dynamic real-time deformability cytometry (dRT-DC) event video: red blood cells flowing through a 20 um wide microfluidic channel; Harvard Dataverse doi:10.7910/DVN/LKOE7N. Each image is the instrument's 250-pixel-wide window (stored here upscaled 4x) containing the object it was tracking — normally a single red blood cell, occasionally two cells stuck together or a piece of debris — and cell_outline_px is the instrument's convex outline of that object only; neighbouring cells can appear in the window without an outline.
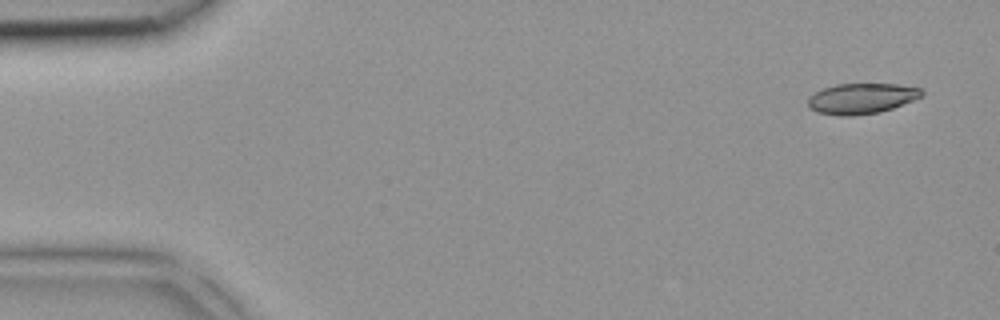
{"species": "common noctule bat (a hibernating species)", "species_latin": "Nyctalus noctula", "temperature_condition": "room temperature", "stored_images_in_passage": 4, "camera_frame_rate_fps": 3000, "um_per_image_px": 0.085, "animal": {"sex": "female", "body_mass_g": 18.4}, "frame": {"image": 1, "passage_image": 1, "time_ms": 0.0, "image_size_px": [1000, 320], "cell_outline_px": [[924, 96], [892, 108], [880, 112], [852, 116], [840, 116], [816, 112], [808, 108], [808, 96], [824, 88], [836, 84], [896, 84], [924, 88]], "centroid_in_image_um": [73.24, 8.37], "position_along_channel_um": 11.8, "area_um2": 20.46}}
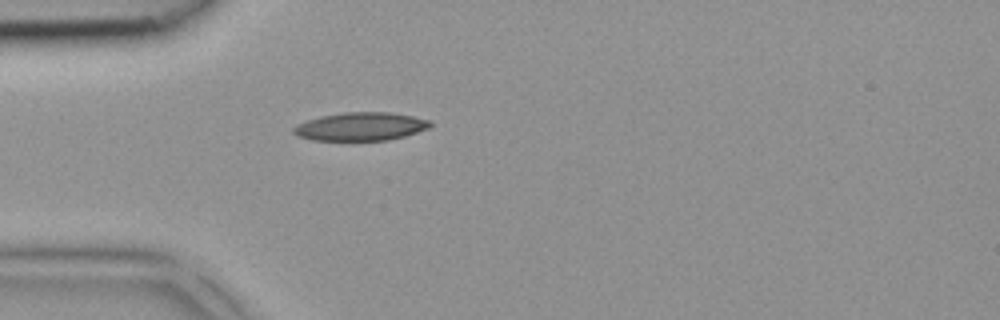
{"frame": {"image": 2, "passage_image": 4, "time_ms": 1.0, "image_size_px": [1000, 320], "cell_outline_px": [[432, 124], [428, 128], [404, 136], [388, 140], [312, 140], [296, 136], [292, 132], [292, 128], [308, 120], [320, 116], [344, 112], [388, 112], [412, 116], [432, 120]], "centroid_in_image_um": [30.65, 10.75], "position_along_channel_um": 54.3, "area_um2": 22.43}}